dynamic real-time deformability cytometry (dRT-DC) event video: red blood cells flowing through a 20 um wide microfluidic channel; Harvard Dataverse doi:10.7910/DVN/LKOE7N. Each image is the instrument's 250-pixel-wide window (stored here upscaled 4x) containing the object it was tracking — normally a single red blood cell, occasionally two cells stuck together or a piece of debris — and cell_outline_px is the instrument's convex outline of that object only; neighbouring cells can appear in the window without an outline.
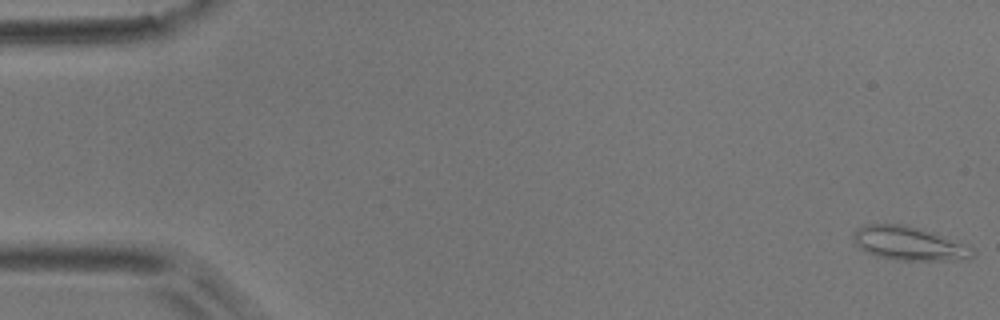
{"species": "common noctule bat (a hibernating species)", "species_latin": "Nyctalus noctula", "temperature_condition": "room temperature", "stored_images_in_passage": 6, "camera_frame_rate_fps": 3000, "um_per_image_px": 0.085, "animal": {"sex": "male", "body_mass_g": 17.9}, "frame": {"image": 1, "passage_image": 1, "time_ms": 0.0, "image_size_px": [1000, 320], "cell_outline_px": [[976, 252], [972, 256], [952, 260], [896, 260], [876, 256], [860, 248], [856, 244], [852, 236], [852, 232], [856, 228], [864, 224], [904, 224], [936, 232], [972, 248]], "centroid_in_image_um": [77.21, 20.67], "position_along_channel_um": 7.8, "area_um2": 23.47}}